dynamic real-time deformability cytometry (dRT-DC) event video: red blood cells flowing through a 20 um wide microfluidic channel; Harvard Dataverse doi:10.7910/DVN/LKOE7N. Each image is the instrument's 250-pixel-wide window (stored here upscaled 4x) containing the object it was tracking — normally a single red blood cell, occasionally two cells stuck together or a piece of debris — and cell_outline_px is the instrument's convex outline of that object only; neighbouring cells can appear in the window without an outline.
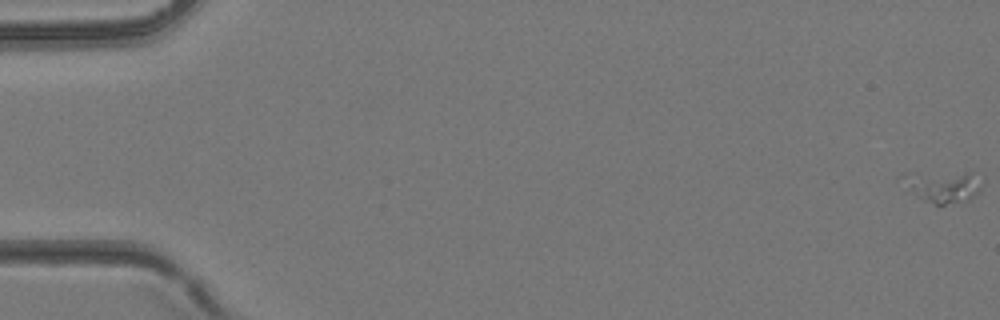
{"species": "common noctule bat (a hibernating species)", "species_latin": "Nyctalus noctula", "temperature_condition": "room temperature", "stored_images_in_passage": 6, "camera_frame_rate_fps": 3000, "um_per_image_px": 0.085, "animal": {"sex": "female", "body_mass_g": 24.6, "forearm_length_mm": 56.2}, "frame": {"image": 1, "passage_image": 1, "time_ms": 0.0, "image_size_px": [1000, 320], "cell_outline_px": [[984, 180], [980, 188], [968, 200], [944, 204], [936, 204], [920, 200], [912, 192], [900, 176], [908, 172], [972, 172]], "centroid_in_image_um": [80.15, 15.81], "position_along_channel_um": 4.9, "area_um2": 14.74}}